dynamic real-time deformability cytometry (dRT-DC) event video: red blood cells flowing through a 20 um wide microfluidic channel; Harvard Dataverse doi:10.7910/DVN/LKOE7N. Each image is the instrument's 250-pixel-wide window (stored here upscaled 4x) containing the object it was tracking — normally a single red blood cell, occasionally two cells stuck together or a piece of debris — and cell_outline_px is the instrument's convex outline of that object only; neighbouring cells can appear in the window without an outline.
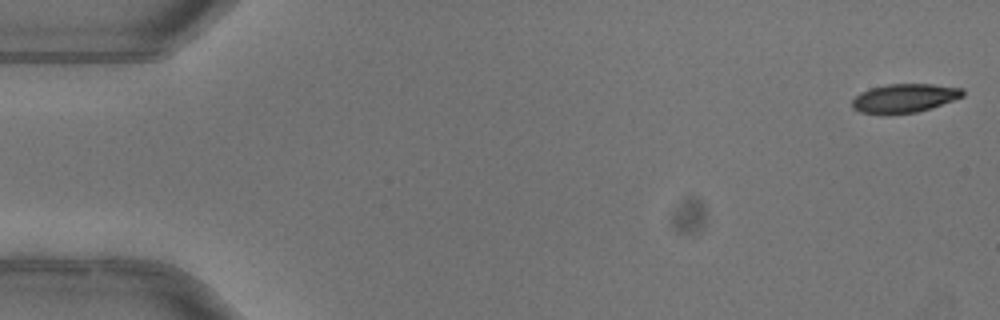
{"species": "common noctule bat (a hibernating species)", "species_latin": "Nyctalus noctula", "temperature_condition": "warm", "stored_images_in_passage": 51, "camera_frame_rate_fps": 3000, "um_per_image_px": 0.085, "animal": {"sex": "female"}, "frame": {"image": 1, "passage_image": 1, "time_ms": 0.0, "image_size_px": [1000, 320], "cell_outline_px": [[964, 96], [932, 108], [916, 112], [860, 112], [852, 108], [852, 100], [860, 92], [872, 88], [888, 84], [932, 84], [964, 88]], "centroid_in_image_um": [76.93, 8.31], "position_along_channel_um": 8.1, "area_um2": 18.09}}
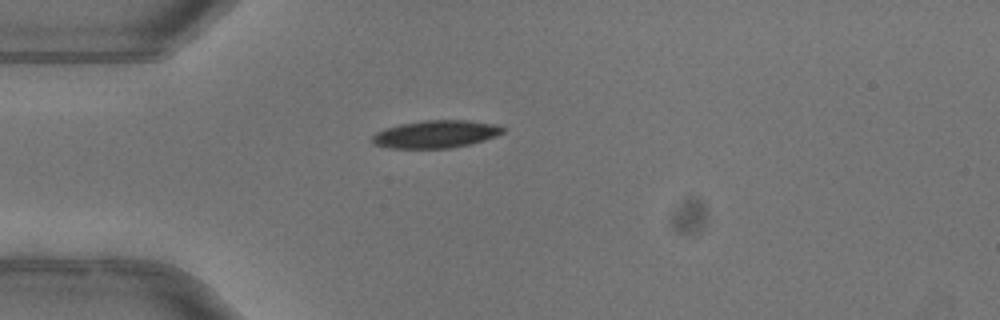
{"frame": {"image": 2, "passage_image": 14, "time_ms": 4.333, "image_size_px": [1000, 320], "cell_outline_px": [[504, 132], [496, 136], [484, 140], [468, 144], [448, 148], [392, 148], [372, 144], [372, 136], [376, 132], [384, 128], [400, 124], [424, 120], [468, 120], [496, 124], [504, 128]], "centroid_in_image_um": [37.02, 11.39], "position_along_channel_um": 48.0, "area_um2": 20.98}}
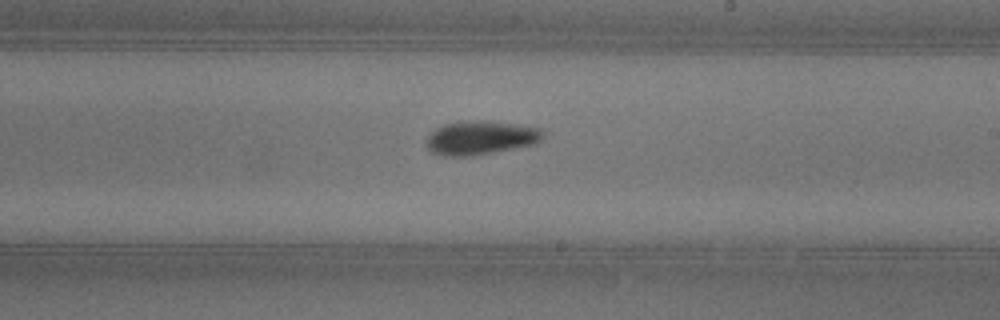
{"frame": {"image": 3, "passage_image": 30, "time_ms": 9.667, "image_size_px": [1000, 320], "cell_outline_px": [[544, 136], [536, 144], [472, 156], [440, 156], [432, 152], [428, 148], [428, 136], [436, 128], [444, 124], [460, 120], [476, 120], [516, 124], [544, 128]], "centroid_in_image_um": [40.88, 11.7], "position_along_channel_um": 248.1, "area_um2": 23.12}, "authors_computed_cell_mechanics": {"area_um2": 20.7502, "velocity_mm_per_s": 4.027, "shape_relaxation_time_tau1_ms": 4.5623, "shape_relaxation_time_tau2_ms": 5.5637, "deformation_change_tau1": 0.1489, "deformation_change_tau2": 0.113}}